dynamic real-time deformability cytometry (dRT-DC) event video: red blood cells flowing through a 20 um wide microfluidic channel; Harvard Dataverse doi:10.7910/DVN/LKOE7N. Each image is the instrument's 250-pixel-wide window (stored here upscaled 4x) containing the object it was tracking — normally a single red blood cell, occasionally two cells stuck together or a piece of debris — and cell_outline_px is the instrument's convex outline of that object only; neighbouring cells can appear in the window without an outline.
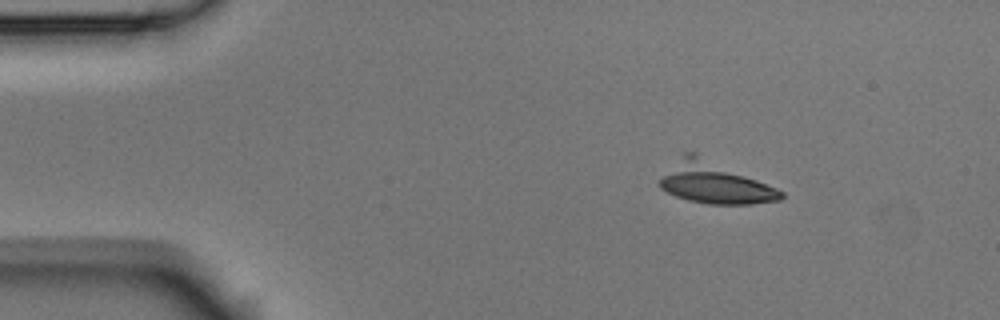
{"species": "Egyptian fruit bat (a non-hibernating species)", "species_latin": "Rousettus aegyptiacus", "temperature_condition": "room temperature", "stored_images_in_passage": 5, "camera_frame_rate_fps": 3000, "um_per_image_px": 0.085, "animal": {"sex": "male"}, "frame": {"image": 1, "passage_image": 3, "time_ms": 0.667, "image_size_px": [1000, 320], "cell_outline_px": [[784, 196], [780, 200], [752, 204], [708, 204], [688, 200], [676, 196], [660, 188], [660, 180], [684, 152], [696, 152], [776, 188], [784, 192]], "centroid_in_image_um": [60.76, 15.55], "position_along_channel_um": 24.2, "area_um2": 28.78}}
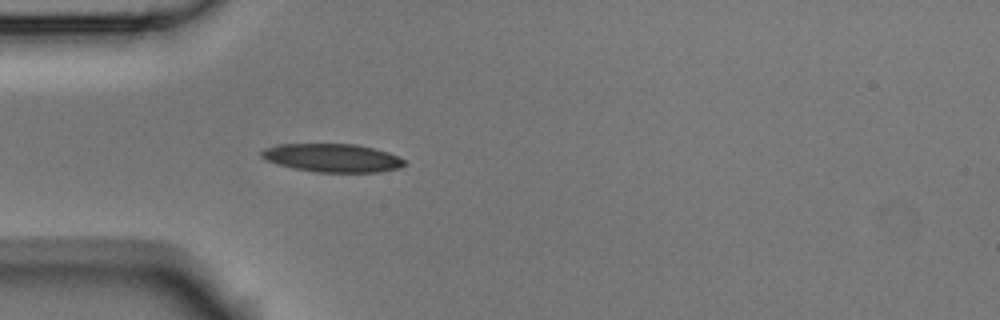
{"frame": {"image": 2, "passage_image": 5, "time_ms": 1.333, "image_size_px": [1000, 320], "cell_outline_px": [[408, 164], [400, 168], [376, 172], [316, 172], [296, 168], [264, 160], [260, 156], [260, 152], [264, 148], [276, 144], [356, 144], [388, 152], [404, 160]], "centroid_in_image_um": [28.24, 13.41], "position_along_channel_um": 56.8, "area_um2": 23.52}}